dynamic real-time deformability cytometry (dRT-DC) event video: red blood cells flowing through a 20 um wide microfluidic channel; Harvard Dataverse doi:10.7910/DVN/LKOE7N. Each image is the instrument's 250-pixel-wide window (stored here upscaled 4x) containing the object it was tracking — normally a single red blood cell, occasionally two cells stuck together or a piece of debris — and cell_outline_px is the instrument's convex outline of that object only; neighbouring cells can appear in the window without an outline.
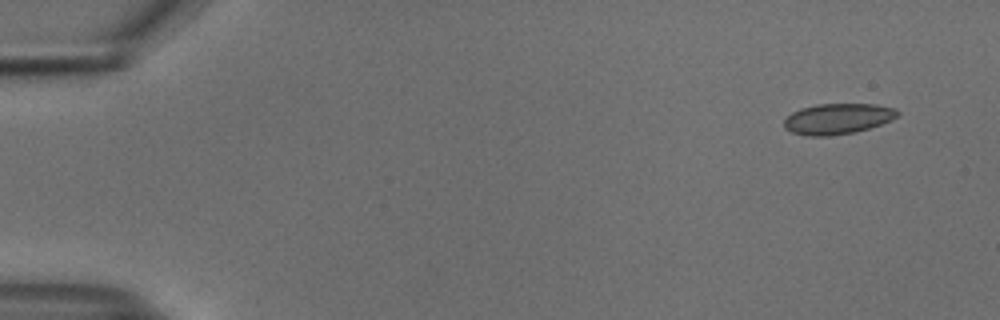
{"species": "common noctule bat (a hibernating species)", "species_latin": "Nyctalus noctula", "temperature_condition": "cold", "stored_images_in_passage": 51, "camera_frame_rate_fps": 3000, "um_per_image_px": 0.085, "animal": {"sex": "male", "body_mass_g": 18.8}, "frame": {"image": 1, "passage_image": 1, "time_ms": 0.0, "image_size_px": [1000, 320], "cell_outline_px": [[900, 112], [892, 120], [856, 132], [828, 136], [808, 136], [792, 132], [784, 128], [784, 120], [792, 112], [800, 108], [816, 104], [876, 104], [896, 108]], "centroid_in_image_um": [71.2, 10.09], "position_along_channel_um": 13.8, "area_um2": 20.35}}
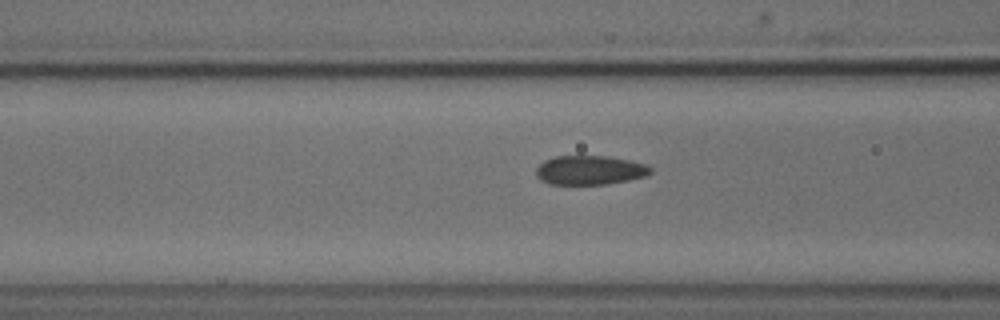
{"frame": {"image": 2, "passage_image": 19, "time_ms": 6.0, "image_size_px": [1000, 320], "cell_outline_px": [[652, 172], [648, 176], [608, 184], [548, 184], [540, 180], [536, 176], [536, 168], [544, 160], [556, 156], [608, 156], [648, 164], [652, 168]], "centroid_in_image_um": [50.15, 14.46], "position_along_channel_um": 116.4, "area_um2": 19.65}}
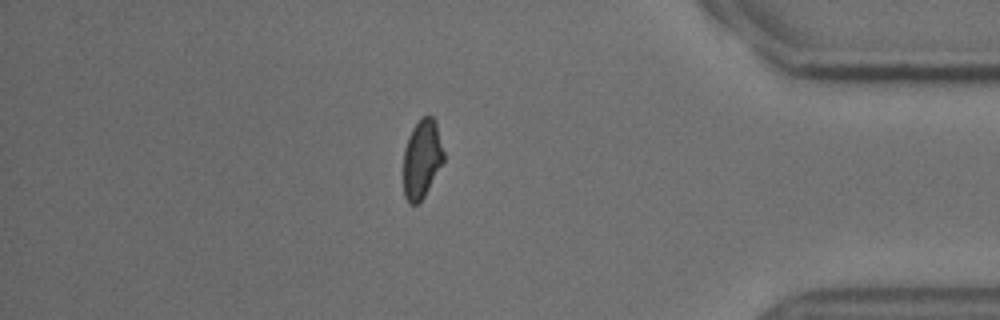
{"frame": {"image": 3, "passage_image": 44, "time_ms": 14.333, "image_size_px": [1000, 320], "cell_outline_px": [[444, 160], [424, 196], [416, 204], [408, 204], [404, 196], [404, 148], [408, 136], [412, 128], [420, 116], [432, 116], [436, 120], [444, 152]], "centroid_in_image_um": [35.85, 13.46], "position_along_channel_um": 399.3, "area_um2": 18.55}, "authors_computed_cell_mechanics": {"area_um2": 19.8832, "velocity_mm_per_s": 3.7546, "shape_relaxation_time_tau1_ms": null, "shape_relaxation_time_tau2_ms": 1.2179, "deformation_change_tau1": null, "deformation_change_tau2": 0.0579}}